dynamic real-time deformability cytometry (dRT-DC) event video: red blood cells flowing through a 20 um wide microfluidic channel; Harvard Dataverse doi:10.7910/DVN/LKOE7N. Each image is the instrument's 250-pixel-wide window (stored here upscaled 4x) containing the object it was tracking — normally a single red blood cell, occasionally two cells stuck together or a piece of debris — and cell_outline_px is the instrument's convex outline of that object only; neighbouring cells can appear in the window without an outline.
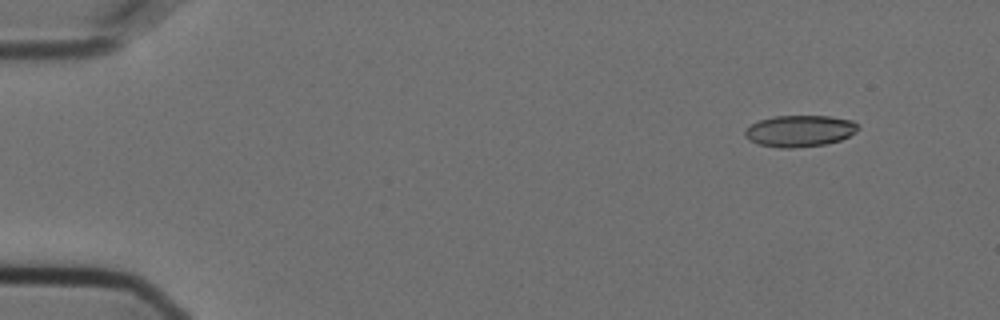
{"species": "Egyptian fruit bat (a non-hibernating species)", "species_latin": "Rousettus aegyptiacus", "temperature_condition": "cold", "stored_images_in_passage": 53, "camera_frame_rate_fps": 3000, "um_per_image_px": 0.085, "animal": {"sex": "female"}, "frame": {"image": 1, "passage_image": 2, "time_ms": 0.333, "image_size_px": [1000, 320], "cell_outline_px": [[860, 128], [856, 132], [840, 140], [824, 144], [792, 148], [780, 148], [760, 144], [748, 140], [744, 136], [744, 132], [752, 124], [760, 120], [772, 116], [832, 116], [852, 120]], "centroid_in_image_um": [67.98, 11.12], "position_along_channel_um": 17.0, "area_um2": 20.69}}
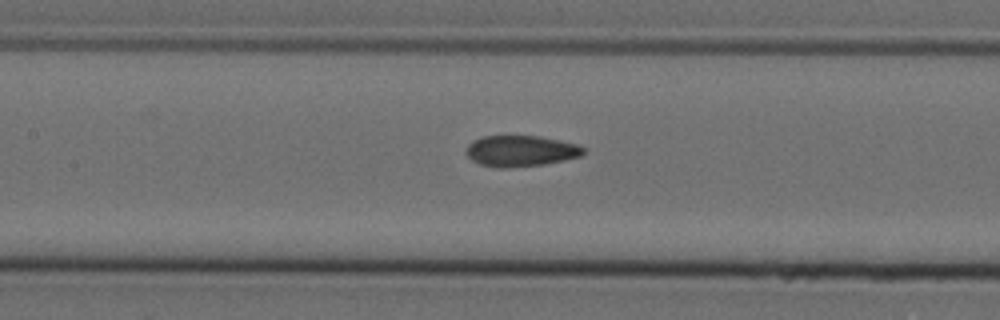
{"frame": {"image": 2, "passage_image": 23, "time_ms": 7.333, "image_size_px": [1000, 320], "cell_outline_px": [[584, 152], [580, 156], [564, 160], [544, 164], [508, 168], [496, 168], [480, 164], [472, 160], [464, 152], [468, 144], [472, 140], [484, 136], [540, 136], [560, 140], [576, 144], [584, 148]], "centroid_in_image_um": [44.22, 12.83], "position_along_channel_um": 163.2, "area_um2": 21.27}}
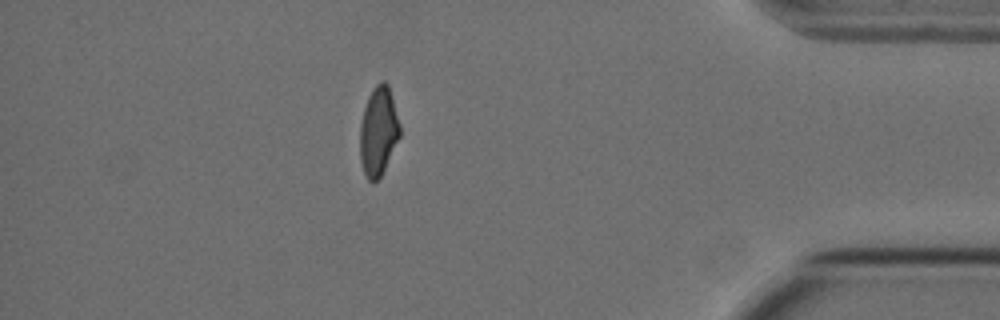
{"frame": {"image": 3, "passage_image": 46, "time_ms": 15.0, "image_size_px": [1000, 320], "cell_outline_px": [[400, 136], [380, 176], [372, 184], [368, 180], [364, 172], [360, 160], [360, 124], [364, 108], [368, 96], [372, 88], [380, 80], [384, 80], [388, 84], [400, 124]], "centroid_in_image_um": [32.15, 11.12], "position_along_channel_um": 403.1, "area_um2": 20.58}, "authors_computed_cell_mechanics": {"area_um2": 21.3282, "velocity_mm_per_s": 3.634, "shape_relaxation_time_tau1_ms": 9.5682, "shape_relaxation_time_tau2_ms": 1.6576, "deformation_change_tau1": 0.1978, "deformation_change_tau2": 0.0687}}